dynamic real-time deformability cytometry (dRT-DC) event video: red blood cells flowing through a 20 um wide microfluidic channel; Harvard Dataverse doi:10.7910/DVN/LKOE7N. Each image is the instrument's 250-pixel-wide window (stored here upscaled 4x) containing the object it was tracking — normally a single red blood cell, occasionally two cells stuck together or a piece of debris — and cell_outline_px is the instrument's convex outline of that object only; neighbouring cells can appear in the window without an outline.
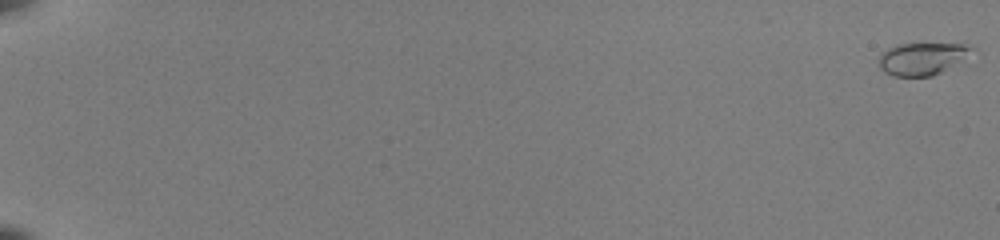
{"species": "common noctule bat (a hibernating species)", "species_latin": "Nyctalus noctula", "temperature_condition": "room temperature", "stored_images_in_passage": 55, "camera_frame_rate_fps": 3000, "um_per_image_px": 0.085, "animal": {"sex": "female", "body_mass_g": 22.0, "forearm_length_mm": 56.7}, "frame": {"image": 1, "passage_image": 1, "time_ms": 0.0, "image_size_px": [1000, 240], "cell_outline_px": [[976, 48], [960, 60], [940, 72], [932, 76], [892, 76], [884, 72], [880, 68], [880, 52], [896, 44], [968, 44]], "centroid_in_image_um": [78.33, 4.98], "position_along_channel_um": 6.7, "area_um2": 17.22}}
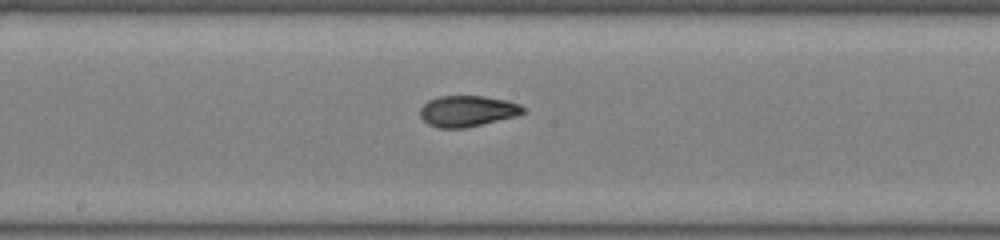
{"frame": {"image": 2, "passage_image": 33, "time_ms": 10.667, "image_size_px": [1000, 240], "cell_outline_px": [[524, 112], [516, 116], [464, 128], [440, 128], [428, 124], [420, 116], [420, 108], [428, 100], [440, 96], [484, 96], [508, 100], [520, 104], [524, 108]], "centroid_in_image_um": [39.72, 9.43], "position_along_channel_um": 208.5, "area_um2": 18.55}}
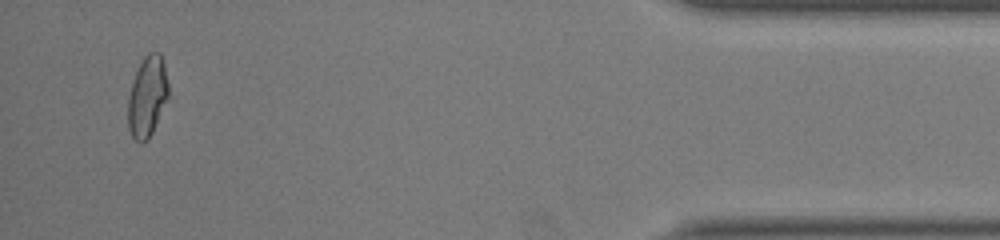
{"frame": {"image": 3, "passage_image": 53, "time_ms": 17.333, "image_size_px": [1000, 240], "cell_outline_px": [[168, 100], [148, 140], [140, 144], [132, 136], [128, 128], [128, 96], [136, 72], [144, 56], [148, 52], [160, 52], [164, 64], [168, 84]], "centroid_in_image_um": [12.53, 8.22], "position_along_channel_um": 422.7, "area_um2": 19.02}, "authors_computed_cell_mechanics": {"area_um2": 18.3226, "velocity_mm_per_s": 4.0108, "shape_relaxation_time_tau1_ms": 4.0103, "shape_relaxation_time_tau2_ms": 1.2082, "deformation_change_tau1": 0.1902, "deformation_change_tau2": 0.0716}}